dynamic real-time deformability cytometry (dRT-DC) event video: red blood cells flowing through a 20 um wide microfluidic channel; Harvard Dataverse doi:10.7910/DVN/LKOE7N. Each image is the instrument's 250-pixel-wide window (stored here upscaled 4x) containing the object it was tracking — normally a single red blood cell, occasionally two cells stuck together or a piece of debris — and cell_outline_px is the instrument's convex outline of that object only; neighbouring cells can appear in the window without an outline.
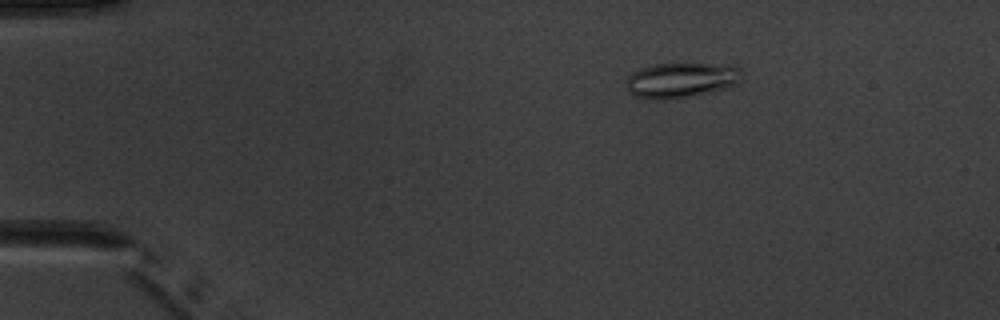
{"species": "common noctule bat (a hibernating species)", "species_latin": "Nyctalus noctula", "temperature_condition": "warm", "stored_images_in_passage": 4, "camera_frame_rate_fps": 3000, "um_per_image_px": 0.085, "animal": {"sex": "male", "body_mass_g": 20.1, "forearm_length_mm": 53.5}, "frame": {"image": 1, "passage_image": 1, "time_ms": 0.0, "image_size_px": [1000, 320], "cell_outline_px": [[744, 72], [740, 80], [736, 84], [728, 88], [712, 92], [664, 100], [656, 100], [636, 96], [628, 92], [628, 76], [632, 72], [640, 68], [656, 64], [732, 64], [740, 68]], "centroid_in_image_um": [57.96, 6.8], "position_along_channel_um": 27.0, "area_um2": 23.81}}